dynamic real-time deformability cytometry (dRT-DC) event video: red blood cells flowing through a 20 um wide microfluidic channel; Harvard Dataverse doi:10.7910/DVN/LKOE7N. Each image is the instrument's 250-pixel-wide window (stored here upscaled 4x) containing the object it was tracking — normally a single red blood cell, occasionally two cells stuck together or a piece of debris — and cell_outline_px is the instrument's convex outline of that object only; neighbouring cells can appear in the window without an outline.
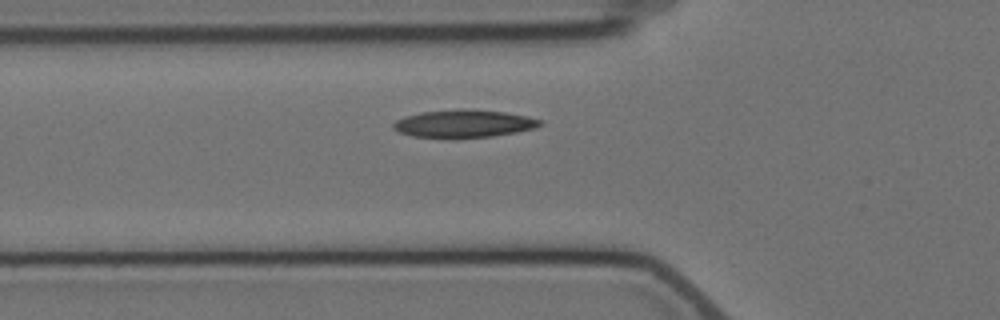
{"species": "Egyptian fruit bat (a non-hibernating species)", "species_latin": "Rousettus aegyptiacus", "temperature_condition": "cold", "stored_images_in_passage": 2, "camera_frame_rate_fps": 3000, "um_per_image_px": 0.085, "animal": {"sex": "female"}, "frame": {"image": 1, "passage_image": 2, "time_ms": 2.0, "image_size_px": [1000, 320], "cell_outline_px": [[544, 124], [536, 128], [516, 132], [492, 136], [456, 140], [412, 136], [400, 132], [392, 128], [392, 124], [396, 120], [404, 116], [420, 112], [504, 112], [528, 116], [540, 120]], "centroid_in_image_um": [39.4, 10.59], "position_along_channel_um": 86.4, "area_um2": 23.18}}